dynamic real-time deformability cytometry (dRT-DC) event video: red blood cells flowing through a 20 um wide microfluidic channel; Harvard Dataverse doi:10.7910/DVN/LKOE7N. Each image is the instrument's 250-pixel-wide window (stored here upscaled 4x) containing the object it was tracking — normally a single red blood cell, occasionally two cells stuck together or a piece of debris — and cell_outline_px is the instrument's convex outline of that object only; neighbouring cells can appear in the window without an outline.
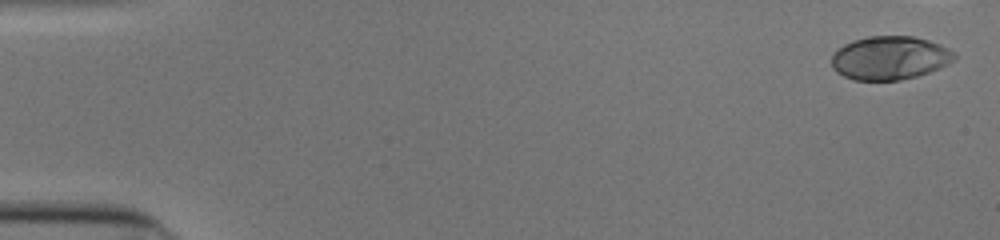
{"species": "human", "species_latin": "Homo sapiens", "temperature_condition": "cold", "stored_images_in_passage": 12, "camera_frame_rate_fps": 3000, "um_per_image_px": 0.085, "donor": {"sex": "male"}, "frame": {"image": 1, "passage_image": 1, "time_ms": 0.0, "image_size_px": [1000, 240], "cell_outline_px": [[956, 56], [948, 64], [928, 72], [916, 76], [900, 80], [852, 80], [836, 72], [832, 68], [832, 56], [844, 44], [852, 40], [868, 36], [912, 36], [928, 40], [940, 44], [956, 52]], "centroid_in_image_um": [75.63, 4.92], "position_along_channel_um": 9.4, "area_um2": 31.1}}